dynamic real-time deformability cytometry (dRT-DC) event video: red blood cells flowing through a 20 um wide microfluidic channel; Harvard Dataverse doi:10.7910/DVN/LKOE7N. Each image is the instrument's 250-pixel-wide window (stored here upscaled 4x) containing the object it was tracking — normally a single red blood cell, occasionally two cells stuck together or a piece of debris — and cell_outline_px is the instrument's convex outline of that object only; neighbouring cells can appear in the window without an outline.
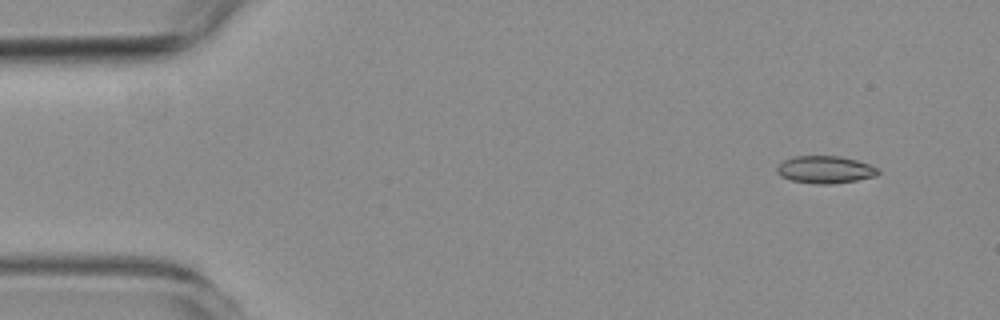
{"species": "common noctule bat (a hibernating species)", "species_latin": "Nyctalus noctula", "temperature_condition": "room temperature", "stored_images_in_passage": 12, "camera_frame_rate_fps": 3000, "um_per_image_px": 0.085, "animal": {"sex": "female", "body_mass_g": 19.3, "forearm_length_mm": 54.1}, "frame": {"image": 1, "passage_image": 1, "time_ms": 0.0, "image_size_px": [1000, 320], "cell_outline_px": [[880, 172], [876, 176], [856, 180], [832, 184], [816, 184], [792, 180], [780, 176], [776, 172], [776, 168], [784, 160], [792, 156], [840, 156], [856, 160], [880, 168]], "centroid_in_image_um": [70.14, 14.41], "position_along_channel_um": 14.9, "area_um2": 16.18}}
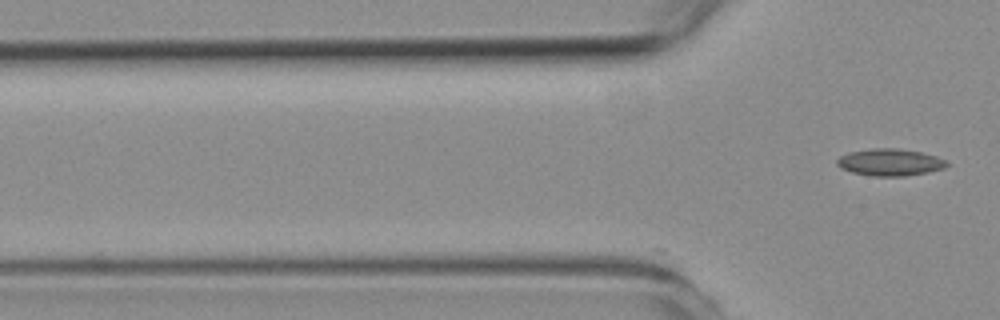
{"frame": {"image": 2, "passage_image": 12, "time_ms": 3.667, "image_size_px": [1000, 320], "cell_outline_px": [[948, 164], [944, 168], [928, 172], [904, 176], [872, 176], [852, 172], [840, 168], [836, 164], [836, 160], [840, 156], [848, 152], [872, 148], [900, 148], [924, 152], [948, 160]], "centroid_in_image_um": [75.65, 13.78], "position_along_channel_um": 50.1, "area_um2": 17.51}}